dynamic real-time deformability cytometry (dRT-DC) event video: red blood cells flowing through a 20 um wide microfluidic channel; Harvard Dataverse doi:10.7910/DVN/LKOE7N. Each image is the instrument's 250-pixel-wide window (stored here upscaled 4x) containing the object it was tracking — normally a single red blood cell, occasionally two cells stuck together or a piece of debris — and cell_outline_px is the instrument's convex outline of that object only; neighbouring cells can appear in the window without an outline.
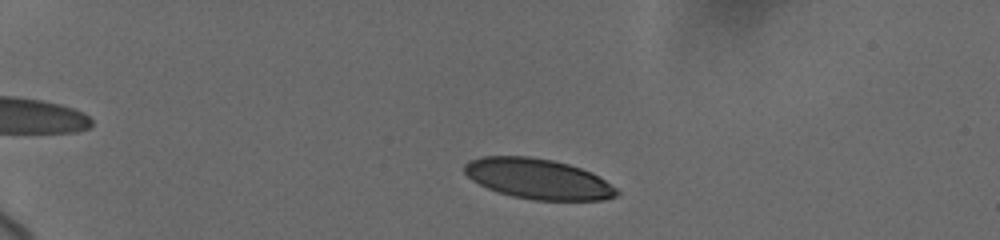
{"species": "human", "species_latin": "Homo sapiens", "temperature_condition": "cold", "stored_images_in_passage": 10, "camera_frame_rate_fps": 3000, "um_per_image_px": 0.085, "donor": {"sex": "female"}, "frame": {"image": 1, "passage_image": 3, "time_ms": 1.333, "image_size_px": [1000, 240], "cell_outline_px": [[620, 192], [616, 196], [604, 200], [532, 200], [512, 196], [488, 188], [472, 180], [464, 172], [464, 164], [468, 160], [484, 156], [532, 156], [552, 160], [568, 164], [592, 172], [616, 188]], "centroid_in_image_um": [45.73, 15.2], "position_along_channel_um": 39.3, "area_um2": 35.72}}
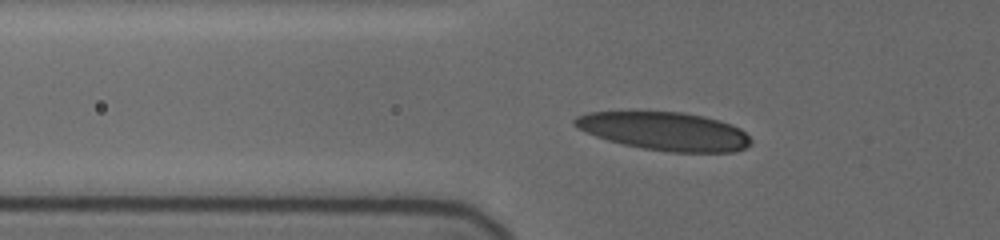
{"frame": {"image": 2, "passage_image": 8, "time_ms": 4.0, "image_size_px": [1000, 240], "cell_outline_px": [[752, 140], [744, 148], [732, 152], [672, 152], [644, 148], [624, 144], [608, 140], [596, 136], [576, 128], [572, 124], [572, 120], [576, 116], [588, 112], [684, 112], [704, 116], [720, 120], [732, 124], [740, 128]], "centroid_in_image_um": [56.48, 11.14], "position_along_channel_um": 69.3, "area_um2": 39.19}}